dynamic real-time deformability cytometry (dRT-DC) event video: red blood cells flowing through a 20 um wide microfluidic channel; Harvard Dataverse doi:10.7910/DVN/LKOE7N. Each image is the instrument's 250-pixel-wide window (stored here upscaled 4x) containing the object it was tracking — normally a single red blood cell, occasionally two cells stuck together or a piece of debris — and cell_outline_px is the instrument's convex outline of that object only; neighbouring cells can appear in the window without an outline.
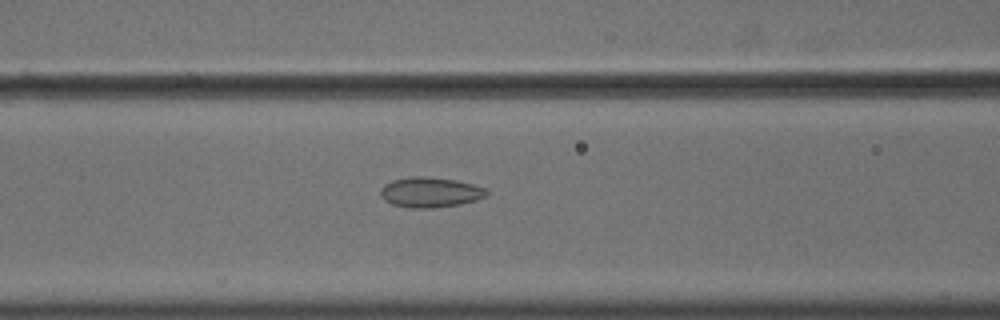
{"species": "common noctule bat (a hibernating species)", "species_latin": "Nyctalus noctula", "temperature_condition": "cold", "stored_images_in_passage": 57, "camera_frame_rate_fps": 3000, "um_per_image_px": 0.085, "animal": {"sex": "male", "body_mass_g": 18.8}, "frame": {"image": 1, "passage_image": 25, "time_ms": 8.0, "image_size_px": [1000, 320], "cell_outline_px": [[488, 196], [476, 200], [460, 204], [432, 208], [408, 208], [392, 204], [384, 200], [380, 196], [380, 188], [384, 184], [392, 180], [408, 176], [424, 176], [456, 180], [488, 188]], "centroid_in_image_um": [36.56, 16.34], "position_along_channel_um": 130.0, "area_um2": 18.96}}
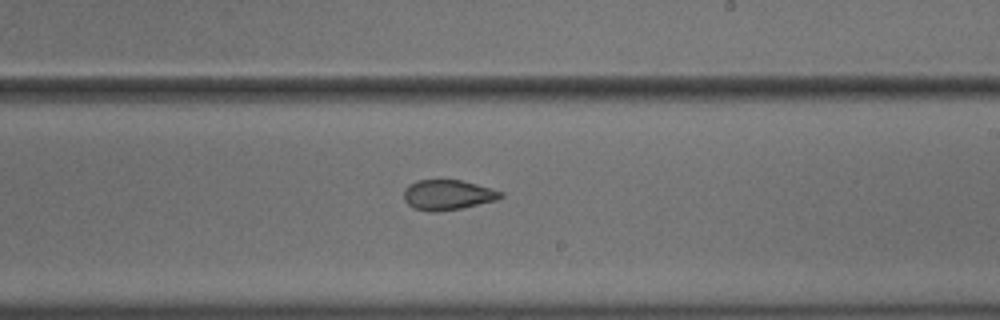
{"frame": {"image": 2, "passage_image": 35, "time_ms": 11.333, "image_size_px": [1000, 320], "cell_outline_px": [[504, 196], [496, 200], [460, 208], [436, 212], [432, 212], [412, 208], [404, 200], [404, 188], [408, 184], [416, 180], [460, 180], [476, 184], [504, 192]], "centroid_in_image_um": [38.02, 16.56], "position_along_channel_um": 251.0, "area_um2": 16.99}}
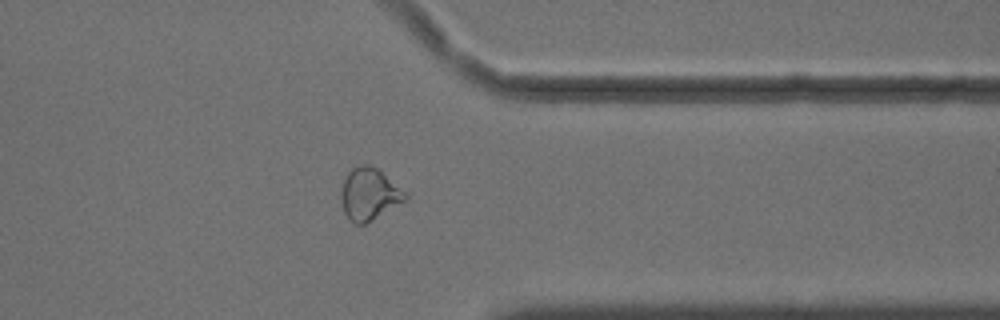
{"frame": {"image": 3, "passage_image": 46, "time_ms": 15.0, "image_size_px": [1000, 320], "cell_outline_px": [[408, 200], [364, 224], [356, 224], [344, 212], [340, 200], [340, 188], [348, 172], [352, 168], [360, 164], [368, 164], [376, 168], [408, 192]], "centroid_in_image_um": [31.4, 16.48], "position_along_channel_um": 380.0, "area_um2": 19.59}, "authors_computed_cell_mechanics": {"area_um2": 20.1722, "velocity_mm_per_s": 3.625, "shape_relaxation_time_tau1_ms": 10.8189, "shape_relaxation_time_tau2_ms": 2.5171, "deformation_change_tau1": 0.1385, "deformation_change_tau2": 0.0921}}